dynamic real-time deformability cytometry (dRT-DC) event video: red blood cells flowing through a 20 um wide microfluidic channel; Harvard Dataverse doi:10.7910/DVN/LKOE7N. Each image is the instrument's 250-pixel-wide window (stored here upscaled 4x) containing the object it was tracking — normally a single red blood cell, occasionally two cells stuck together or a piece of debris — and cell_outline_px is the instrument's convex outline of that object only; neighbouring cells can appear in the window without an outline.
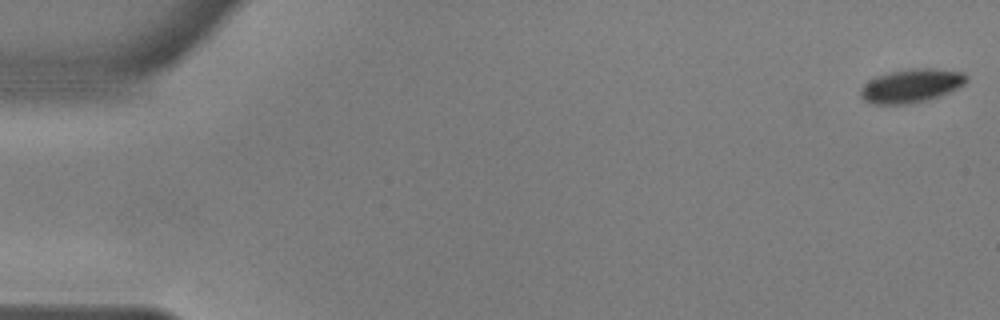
{"species": "common noctule bat (a hibernating species)", "species_latin": "Nyctalus noctula", "temperature_condition": "warm", "stored_images_in_passage": 56, "camera_frame_rate_fps": 3000, "um_per_image_px": 0.085, "animal": {"sex": "male", "body_mass_g": 17.9, "forearm_length_mm": 54.2}, "frame": {"image": 1, "passage_image": 1, "time_ms": 0.0, "image_size_px": [1000, 320], "cell_outline_px": [[968, 80], [964, 84], [940, 96], [928, 100], [904, 104], [872, 104], [864, 100], [860, 96], [860, 88], [864, 84], [876, 76], [888, 72], [908, 68], [932, 68], [964, 72], [968, 76]], "centroid_in_image_um": [77.45, 7.28], "position_along_channel_um": 7.6, "area_um2": 20.87}}
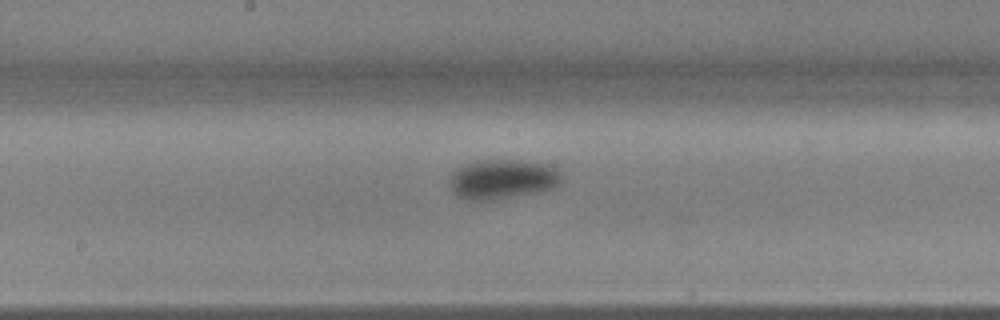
{"frame": {"image": 2, "passage_image": 30, "time_ms": 9.667, "image_size_px": [1000, 320], "cell_outline_px": [[560, 184], [556, 188], [536, 192], [488, 200], [464, 200], [456, 196], [452, 192], [448, 184], [452, 172], [476, 160], [520, 160], [548, 164], [560, 176]], "centroid_in_image_um": [42.65, 15.24], "position_along_channel_um": 205.6, "area_um2": 25.66}}
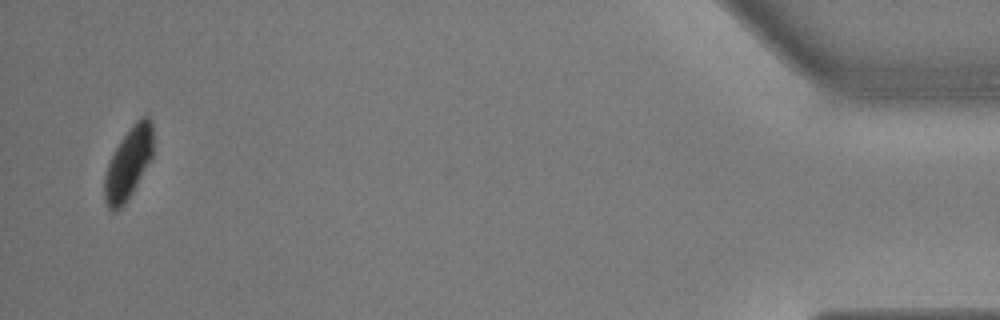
{"frame": {"image": 3, "passage_image": 55, "time_ms": 18.0, "image_size_px": [1000, 320], "cell_outline_px": [[152, 156], [132, 192], [124, 204], [116, 212], [112, 212], [108, 208], [104, 200], [104, 176], [108, 164], [120, 140], [132, 124], [140, 116], [148, 116], [152, 120]], "centroid_in_image_um": [10.89, 13.87], "position_along_channel_um": 424.3, "area_um2": 20.11}}